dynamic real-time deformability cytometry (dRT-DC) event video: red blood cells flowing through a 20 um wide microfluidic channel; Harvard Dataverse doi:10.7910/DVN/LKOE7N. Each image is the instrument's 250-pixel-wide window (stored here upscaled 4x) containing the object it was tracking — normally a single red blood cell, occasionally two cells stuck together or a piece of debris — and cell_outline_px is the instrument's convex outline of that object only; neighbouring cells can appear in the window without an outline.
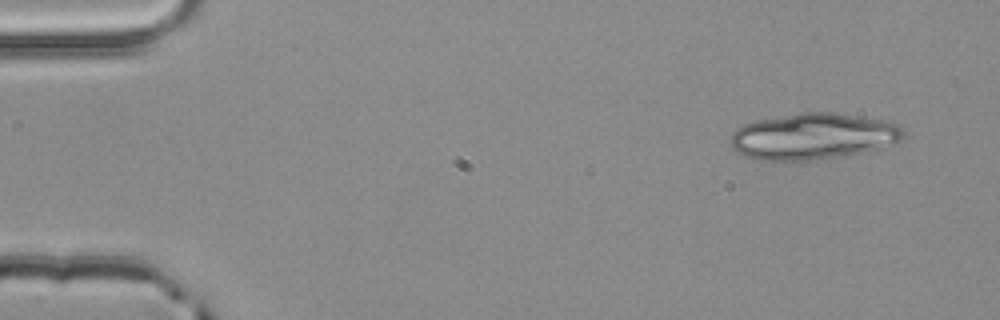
{"species": "common noctule bat (a hibernating species)", "species_latin": "Nyctalus noctula", "temperature_condition": "room temperature", "stored_images_in_passage": 3, "camera_frame_rate_fps": 3000, "um_per_image_px": 0.085, "animal": {"sex": "male", "body_mass_g": 20.4}, "frame": {"image": 1, "passage_image": 1, "time_ms": 0.0, "image_size_px": [1000, 320], "cell_outline_px": [[904, 140], [876, 148], [860, 152], [804, 160], [756, 160], [744, 156], [736, 152], [732, 148], [732, 132], [736, 128], [744, 124], [756, 120], [800, 112], [832, 112], [892, 120], [900, 124], [904, 128]], "centroid_in_image_um": [69.14, 11.55], "position_along_channel_um": 15.9, "area_um2": 46.64}}